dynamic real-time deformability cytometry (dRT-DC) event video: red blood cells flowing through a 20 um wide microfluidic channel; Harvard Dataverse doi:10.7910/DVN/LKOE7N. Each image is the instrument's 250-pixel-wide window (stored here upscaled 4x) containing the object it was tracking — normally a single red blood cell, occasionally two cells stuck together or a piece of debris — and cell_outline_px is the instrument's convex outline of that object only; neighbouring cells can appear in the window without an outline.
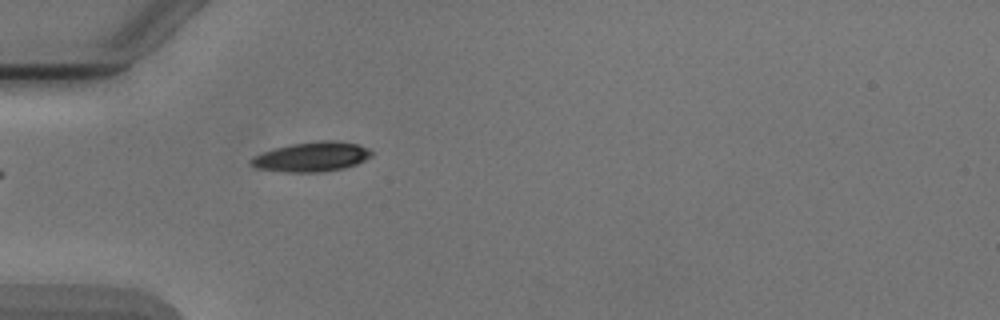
{"species": "Egyptian fruit bat (a non-hibernating species)", "species_latin": "Rousettus aegyptiacus", "temperature_condition": "cold", "stored_images_in_passage": 4, "camera_frame_rate_fps": 3000, "um_per_image_px": 0.085, "animal": {"sex": "male"}, "frame": {"image": 1, "passage_image": 4, "time_ms": 4.333, "image_size_px": [1000, 320], "cell_outline_px": [[372, 156], [356, 164], [344, 168], [320, 172], [288, 172], [256, 168], [248, 164], [248, 160], [252, 156], [276, 148], [292, 144], [320, 140], [336, 140], [356, 144], [368, 148], [372, 152]], "centroid_in_image_um": [26.47, 13.33], "position_along_channel_um": 58.5, "area_um2": 20.81}}